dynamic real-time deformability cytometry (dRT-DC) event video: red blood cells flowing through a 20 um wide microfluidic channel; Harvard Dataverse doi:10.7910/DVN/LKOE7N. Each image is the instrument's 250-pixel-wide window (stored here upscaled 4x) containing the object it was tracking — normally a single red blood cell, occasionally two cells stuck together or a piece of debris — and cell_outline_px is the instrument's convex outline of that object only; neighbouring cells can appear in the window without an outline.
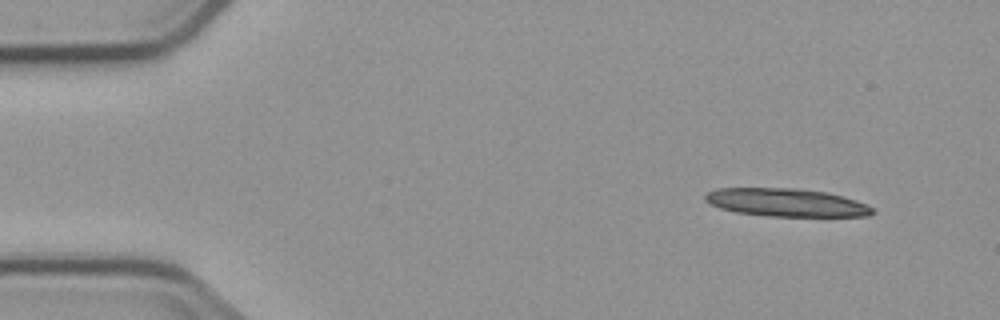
{"species": "common noctule bat (a hibernating species)", "species_latin": "Nyctalus noctula", "temperature_condition": "cold", "stored_images_in_passage": 4, "camera_frame_rate_fps": 3000, "um_per_image_px": 0.085, "animal": {"sex": "male", "body_mass_g": 23.1, "forearm_length_mm": 52.7}, "frame": {"image": 1, "passage_image": 1, "time_ms": 0.0, "image_size_px": [1000, 320], "cell_outline_px": [[876, 212], [868, 216], [768, 216], [736, 212], [720, 208], [704, 200], [704, 196], [708, 192], [716, 188], [796, 188], [824, 192], [856, 200], [872, 208]], "centroid_in_image_um": [66.8, 17.21], "position_along_channel_um": 18.2, "area_um2": 27.11}}